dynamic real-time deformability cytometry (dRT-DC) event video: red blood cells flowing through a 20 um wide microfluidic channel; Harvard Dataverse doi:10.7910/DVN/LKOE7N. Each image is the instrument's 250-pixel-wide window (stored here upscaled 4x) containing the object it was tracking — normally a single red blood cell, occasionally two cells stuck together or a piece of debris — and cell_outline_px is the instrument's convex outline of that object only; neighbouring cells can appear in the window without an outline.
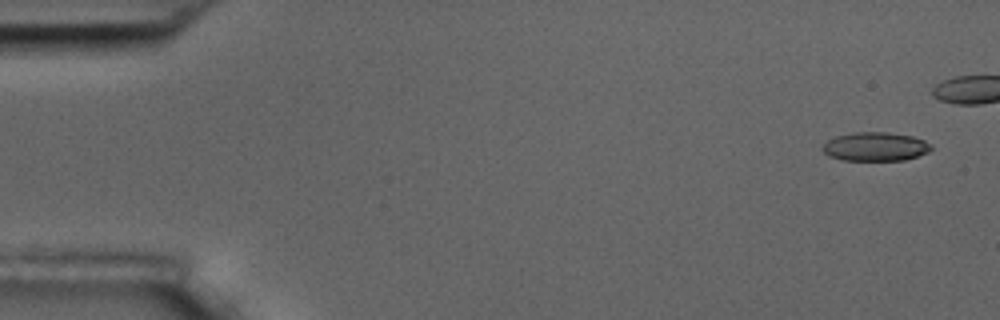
{"species": "common noctule bat (a hibernating species)", "species_latin": "Nyctalus noctula", "temperature_condition": "room temperature", "stored_images_in_passage": 6, "camera_frame_rate_fps": 3000, "um_per_image_px": 0.085, "animal": {"sex": "male", "body_mass_g": 17.5, "forearm_length_mm": 52.3}, "frame": {"image": 1, "passage_image": 1, "time_ms": 0.0, "image_size_px": [1000, 320], "cell_outline_px": [[932, 148], [928, 152], [904, 160], [840, 160], [828, 156], [820, 148], [828, 140], [836, 136], [852, 132], [888, 132], [912, 136], [924, 140], [932, 144]], "centroid_in_image_um": [74.38, 12.46], "position_along_channel_um": 10.6, "area_um2": 18.32}}
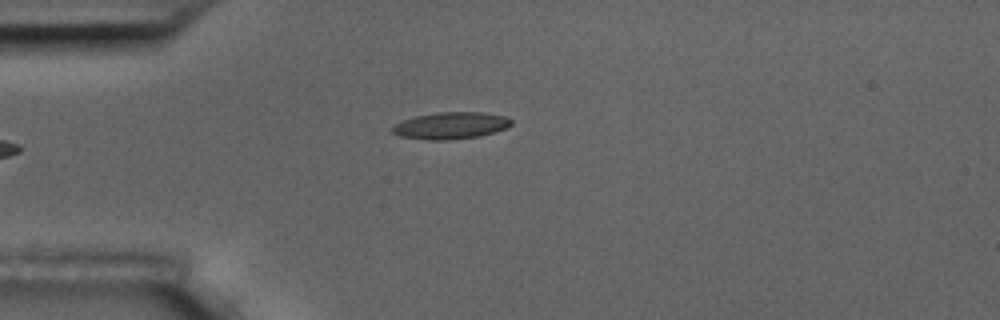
{"frame": {"image": 2, "passage_image": 6, "time_ms": 5.667, "image_size_px": [1000, 320], "cell_outline_px": [[512, 124], [508, 128], [480, 136], [448, 140], [428, 140], [400, 136], [392, 132], [392, 128], [396, 124], [404, 120], [416, 116], [436, 112], [484, 112], [504, 116], [512, 120]], "centroid_in_image_um": [38.35, 10.67], "position_along_channel_um": 46.6, "area_um2": 18.61}}